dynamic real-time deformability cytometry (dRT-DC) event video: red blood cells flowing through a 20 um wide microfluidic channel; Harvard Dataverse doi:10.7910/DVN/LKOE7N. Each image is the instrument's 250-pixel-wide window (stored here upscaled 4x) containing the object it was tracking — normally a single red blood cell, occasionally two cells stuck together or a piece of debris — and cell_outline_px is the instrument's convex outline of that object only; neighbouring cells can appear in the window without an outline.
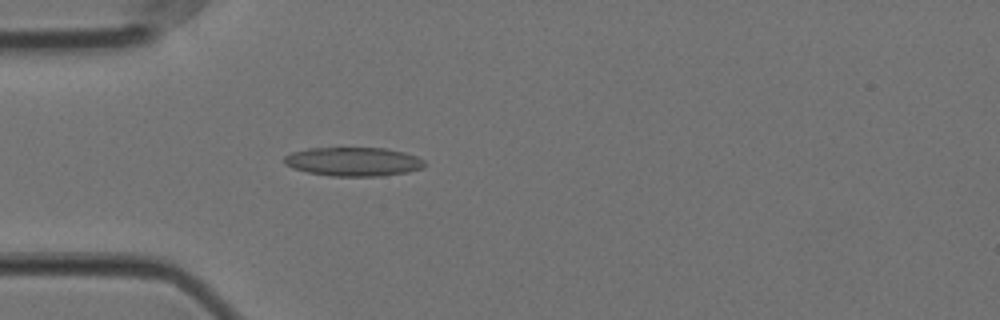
{"species": "Egyptian fruit bat (a non-hibernating species)", "species_latin": "Rousettus aegyptiacus", "temperature_condition": "cold", "stored_images_in_passage": 19, "camera_frame_rate_fps": 3000, "um_per_image_px": 0.085, "animal": {"sex": "female"}, "frame": {"image": 1, "passage_image": 16, "time_ms": 5.0, "image_size_px": [1000, 320], "cell_outline_px": [[424, 168], [408, 172], [380, 176], [332, 176], [308, 172], [292, 168], [284, 164], [284, 156], [292, 152], [308, 148], [384, 148], [404, 152], [416, 156], [424, 160]], "centroid_in_image_um": [30.03, 13.74], "position_along_channel_um": 55.0, "area_um2": 23.64}}